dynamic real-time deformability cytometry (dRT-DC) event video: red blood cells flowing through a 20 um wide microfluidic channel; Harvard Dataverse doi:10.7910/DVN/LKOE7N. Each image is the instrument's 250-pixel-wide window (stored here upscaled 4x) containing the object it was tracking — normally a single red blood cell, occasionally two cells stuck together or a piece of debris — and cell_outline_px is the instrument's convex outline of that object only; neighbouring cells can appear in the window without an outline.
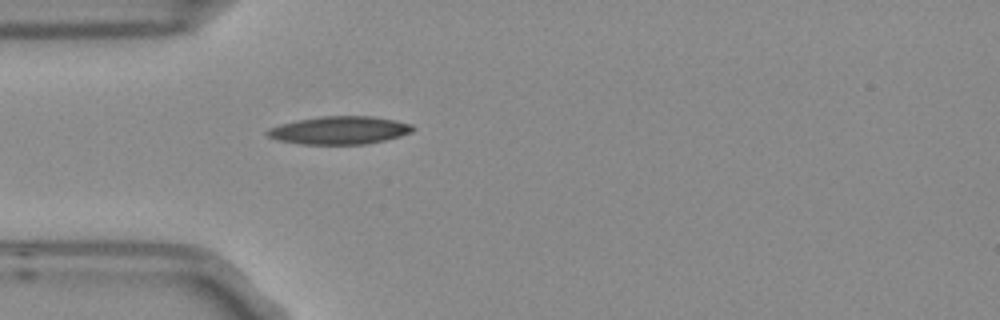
{"species": "Egyptian fruit bat (a non-hibernating species)", "species_latin": "Rousettus aegyptiacus", "temperature_condition": "room temperature", "stored_images_in_passage": 1, "camera_frame_rate_fps": 3000, "um_per_image_px": 0.085, "frame": {"image": 1, "passage_image": 1, "time_ms": 0.0, "image_size_px": [1000, 320], "cell_outline_px": [[416, 128], [412, 132], [400, 136], [384, 140], [364, 144], [304, 144], [280, 140], [268, 136], [264, 132], [268, 128], [280, 124], [296, 120], [320, 116], [372, 116], [396, 120], [412, 124]], "centroid_in_image_um": [28.87, 11.06], "position_along_channel_um": 56.1, "area_um2": 23.7}}